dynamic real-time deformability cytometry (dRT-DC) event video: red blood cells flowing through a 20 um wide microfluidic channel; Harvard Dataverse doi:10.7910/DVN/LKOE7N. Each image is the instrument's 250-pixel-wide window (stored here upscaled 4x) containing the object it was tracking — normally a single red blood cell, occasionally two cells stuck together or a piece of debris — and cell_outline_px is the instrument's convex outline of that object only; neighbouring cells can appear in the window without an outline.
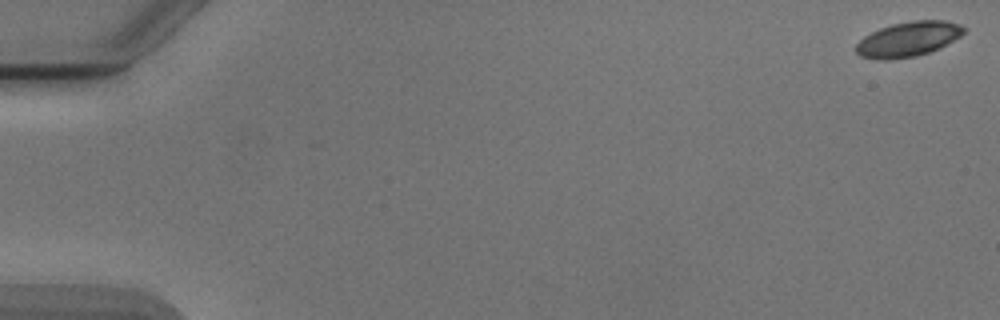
{"species": "Egyptian fruit bat (a non-hibernating species)", "species_latin": "Rousettus aegyptiacus", "temperature_condition": "cold", "stored_images_in_passage": 54, "camera_frame_rate_fps": 3000, "um_per_image_px": 0.085, "animal": {"sex": "male"}, "frame": {"image": 1, "passage_image": 1, "time_ms": 0.0, "image_size_px": [1000, 320], "cell_outline_px": [[968, 28], [960, 36], [928, 52], [916, 56], [888, 60], [884, 60], [860, 56], [856, 52], [856, 44], [864, 36], [880, 28], [892, 24], [912, 20], [944, 20], [960, 24]], "centroid_in_image_um": [77.19, 3.31], "position_along_channel_um": 7.8, "area_um2": 21.68}}
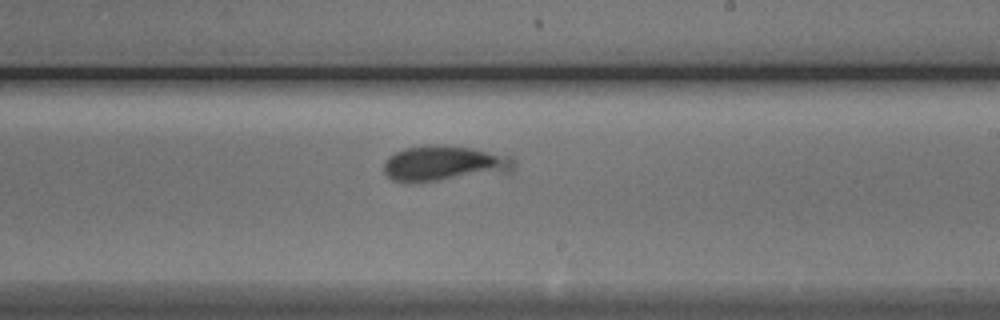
{"frame": {"image": 2, "passage_image": 33, "time_ms": 10.667, "image_size_px": [1000, 320], "cell_outline_px": [[516, 164], [512, 172], [436, 180], [392, 180], [384, 172], [384, 160], [388, 156], [404, 148], [424, 144], [444, 144], [472, 148], [512, 156], [516, 160]], "centroid_in_image_um": [37.82, 13.84], "position_along_channel_um": 251.2, "area_um2": 26.82}}
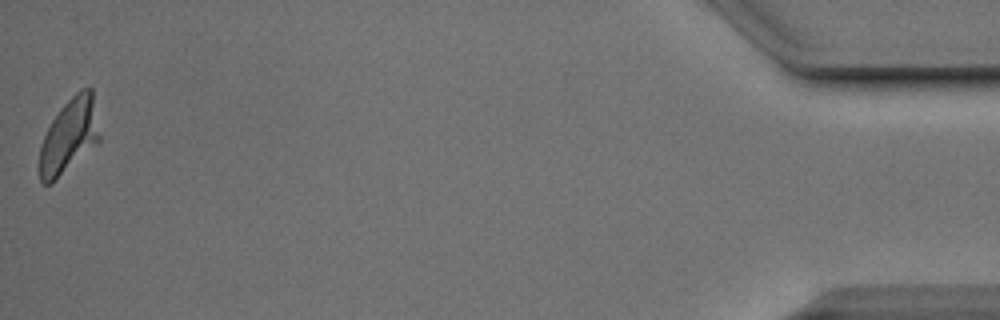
{"frame": {"image": 3, "passage_image": 54, "time_ms": 17.667, "image_size_px": [1000, 320], "cell_outline_px": [[100, 140], [52, 184], [44, 184], [40, 180], [40, 144], [52, 120], [60, 108], [76, 92], [84, 88], [92, 88], [100, 136]], "centroid_in_image_um": [5.87, 11.56], "position_along_channel_um": 429.3, "area_um2": 25.72}}